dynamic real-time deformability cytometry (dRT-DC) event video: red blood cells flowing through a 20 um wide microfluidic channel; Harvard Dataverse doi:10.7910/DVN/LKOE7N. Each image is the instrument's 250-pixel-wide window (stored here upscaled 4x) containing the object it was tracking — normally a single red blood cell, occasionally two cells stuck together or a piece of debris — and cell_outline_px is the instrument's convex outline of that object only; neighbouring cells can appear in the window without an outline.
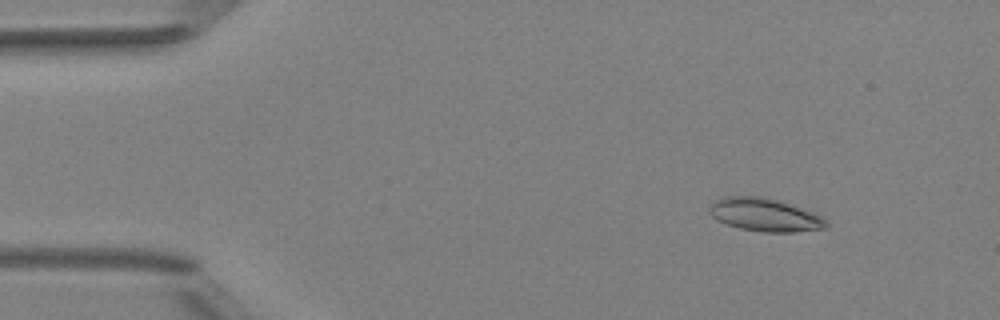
{"species": "Egyptian fruit bat (a non-hibernating species)", "species_latin": "Rousettus aegyptiacus", "temperature_condition": "room temperature", "stored_images_in_passage": 4, "camera_frame_rate_fps": 3000, "um_per_image_px": 0.085, "animal": {"sex": "female"}, "frame": {"image": 1, "passage_image": 1, "time_ms": 0.0, "image_size_px": [1000, 320], "cell_outline_px": [[828, 228], [792, 232], [764, 232], [740, 228], [728, 224], [712, 216], [708, 212], [708, 204], [720, 196], [768, 196], [780, 200], [812, 212], [820, 216], [828, 224]], "centroid_in_image_um": [64.96, 18.23], "position_along_channel_um": 20.0, "area_um2": 22.66}}